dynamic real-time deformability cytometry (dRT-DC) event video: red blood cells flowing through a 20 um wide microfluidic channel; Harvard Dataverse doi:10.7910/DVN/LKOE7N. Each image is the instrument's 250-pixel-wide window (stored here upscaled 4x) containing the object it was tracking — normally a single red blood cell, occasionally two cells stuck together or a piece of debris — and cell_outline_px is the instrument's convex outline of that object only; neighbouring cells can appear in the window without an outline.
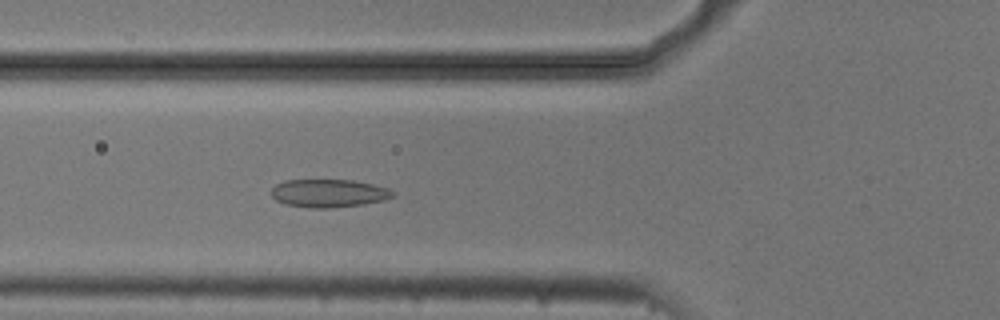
{"species": "common noctule bat (a hibernating species)", "species_latin": "Nyctalus noctula", "temperature_condition": "cold", "stored_images_in_passage": 54, "camera_frame_rate_fps": 3000, "um_per_image_px": 0.085, "animal": {"sex": "male", "body_mass_g": 20.5, "forearm_length_mm": 52.5}, "frame": {"image": 1, "passage_image": 19, "time_ms": 6.0, "image_size_px": [1000, 320], "cell_outline_px": [[396, 196], [384, 200], [364, 204], [332, 208], [312, 208], [284, 204], [276, 200], [272, 196], [272, 188], [276, 184], [284, 180], [352, 180], [372, 184], [388, 188], [396, 192]], "centroid_in_image_um": [27.97, 16.43], "position_along_channel_um": 97.8, "area_um2": 20.0}}
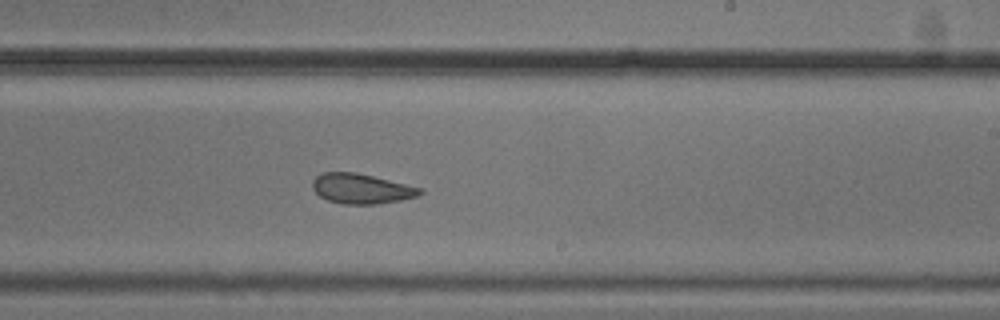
{"frame": {"image": 2, "passage_image": 32, "time_ms": 10.333, "image_size_px": [1000, 320], "cell_outline_px": [[424, 192], [416, 196], [400, 200], [376, 204], [344, 204], [328, 200], [320, 196], [312, 188], [312, 180], [316, 176], [324, 172], [356, 172], [424, 188]], "centroid_in_image_um": [30.72, 16.03], "position_along_channel_um": 258.3, "area_um2": 18.79}}
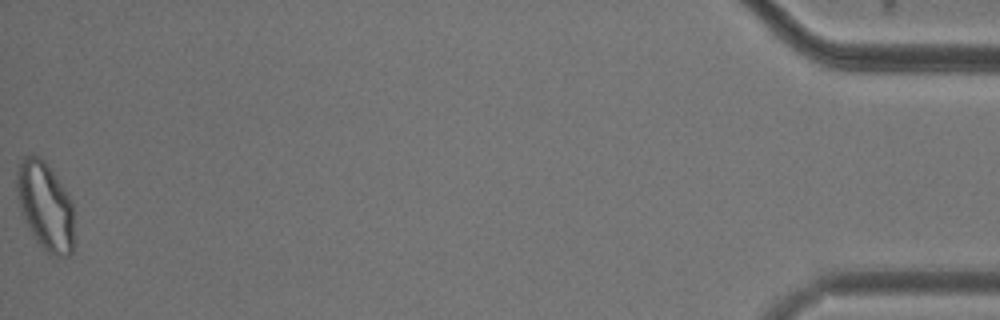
{"frame": {"image": 3, "passage_image": 54, "time_ms": 17.667, "image_size_px": [1000, 320], "cell_outline_px": [[72, 252], [68, 256], [56, 256], [48, 252], [36, 240], [20, 208], [16, 188], [16, 172], [24, 156], [32, 152], [40, 156], [48, 164], [68, 192], [72, 204]], "centroid_in_image_um": [3.84, 17.43], "position_along_channel_um": 431.4, "area_um2": 29.19}, "authors_computed_cell_mechanics": {"area_um2": 21.675, "velocity_mm_per_s": 3.6896, "shape_relaxation_time_tau1_ms": null, "shape_relaxation_time_tau2_ms": 3.4046, "deformation_change_tau1": null, "deformation_change_tau2": 0.0931}}